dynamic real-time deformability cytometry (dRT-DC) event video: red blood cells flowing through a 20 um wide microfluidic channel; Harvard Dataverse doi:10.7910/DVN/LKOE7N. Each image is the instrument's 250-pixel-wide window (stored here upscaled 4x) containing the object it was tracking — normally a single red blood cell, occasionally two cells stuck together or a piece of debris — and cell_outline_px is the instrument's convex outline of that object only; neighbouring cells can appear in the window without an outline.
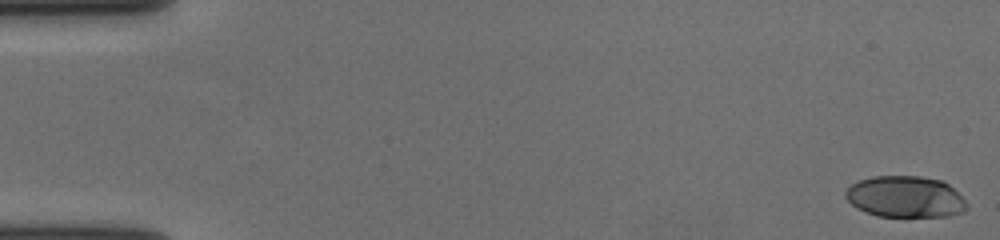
{"species": "human", "species_latin": "Homo sapiens", "temperature_condition": "cold", "stored_images_in_passage": 57, "camera_frame_rate_fps": 3000, "um_per_image_px": 0.085, "donor": {"sex": "female"}, "frame": {"image": 1, "passage_image": 1, "time_ms": 0.0, "image_size_px": [1000, 240], "cell_outline_px": [[968, 208], [964, 212], [948, 216], [876, 216], [856, 208], [844, 196], [844, 192], [852, 184], [860, 180], [872, 176], [920, 176], [940, 180], [948, 184], [968, 204]], "centroid_in_image_um": [76.94, 16.73], "position_along_channel_um": 8.1, "area_um2": 29.19}}
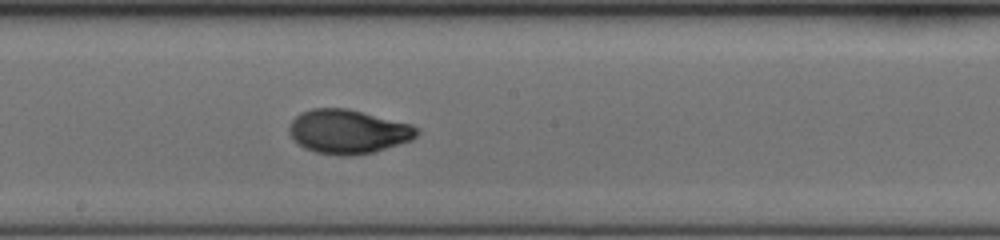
{"frame": {"image": 2, "passage_image": 32, "time_ms": 10.333, "image_size_px": [1000, 240], "cell_outline_px": [[420, 132], [412, 140], [376, 152], [352, 156], [340, 156], [316, 152], [304, 148], [288, 132], [288, 128], [292, 120], [300, 112], [312, 108], [348, 108], [412, 124], [420, 128]], "centroid_in_image_um": [29.62, 11.18], "position_along_channel_um": 218.6, "area_um2": 33.12}}
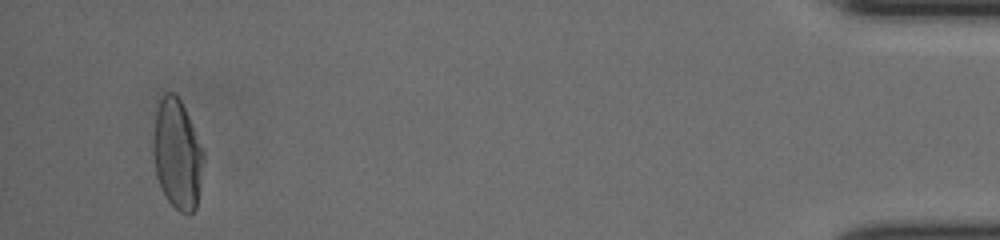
{"frame": {"image": 3, "passage_image": 55, "time_ms": 18.0, "image_size_px": [1000, 240], "cell_outline_px": [[204, 160], [196, 208], [188, 216], [180, 212], [164, 196], [156, 176], [152, 152], [152, 140], [156, 108], [164, 92], [172, 92], [180, 100], [188, 116], [204, 152]], "centroid_in_image_um": [15.04, 13.12], "position_along_channel_um": 420.2, "area_um2": 32.37}, "authors_computed_cell_mechanics": {"area_um2": 31.212, "velocity_mm_per_s": 3.6391, "shape_relaxation_time_tau1_ms": 5.0779, "shape_relaxation_time_tau2_ms": 1.1586, "deformation_change_tau1": 0.2397, "deformation_change_tau2": 0.0497}}